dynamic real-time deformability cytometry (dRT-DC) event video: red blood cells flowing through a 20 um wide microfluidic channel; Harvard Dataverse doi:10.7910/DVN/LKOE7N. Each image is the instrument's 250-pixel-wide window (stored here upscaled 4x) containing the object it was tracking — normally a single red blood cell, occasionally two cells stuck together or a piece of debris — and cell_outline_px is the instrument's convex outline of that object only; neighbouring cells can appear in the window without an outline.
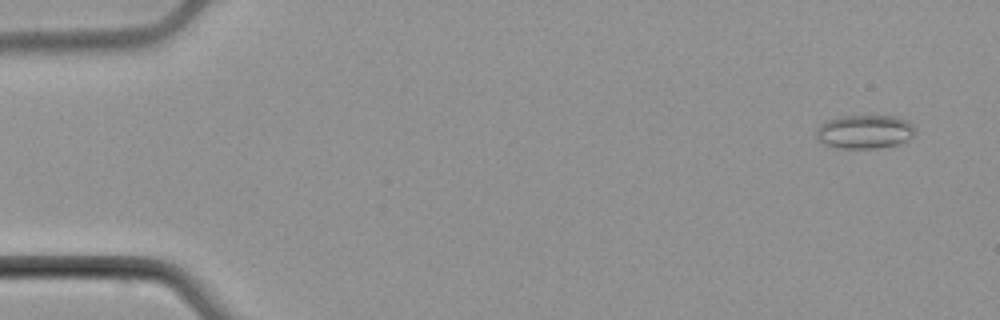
{"species": "common noctule bat (a hibernating species)", "species_latin": "Nyctalus noctula", "temperature_condition": "cold", "stored_images_in_passage": 4, "camera_frame_rate_fps": 3000, "um_per_image_px": 0.085, "animal": {"sex": "male", "body_mass_g": 21.5, "forearm_length_mm": 52.0}, "frame": {"image": 1, "passage_image": 1, "time_ms": 0.0, "image_size_px": [1000, 320], "cell_outline_px": [[916, 132], [912, 136], [900, 144], [876, 148], [836, 148], [824, 144], [816, 140], [816, 128], [824, 120], [840, 116], [896, 116], [908, 120], [912, 124]], "centroid_in_image_um": [73.46, 11.19], "position_along_channel_um": 11.5, "area_um2": 19.77}}